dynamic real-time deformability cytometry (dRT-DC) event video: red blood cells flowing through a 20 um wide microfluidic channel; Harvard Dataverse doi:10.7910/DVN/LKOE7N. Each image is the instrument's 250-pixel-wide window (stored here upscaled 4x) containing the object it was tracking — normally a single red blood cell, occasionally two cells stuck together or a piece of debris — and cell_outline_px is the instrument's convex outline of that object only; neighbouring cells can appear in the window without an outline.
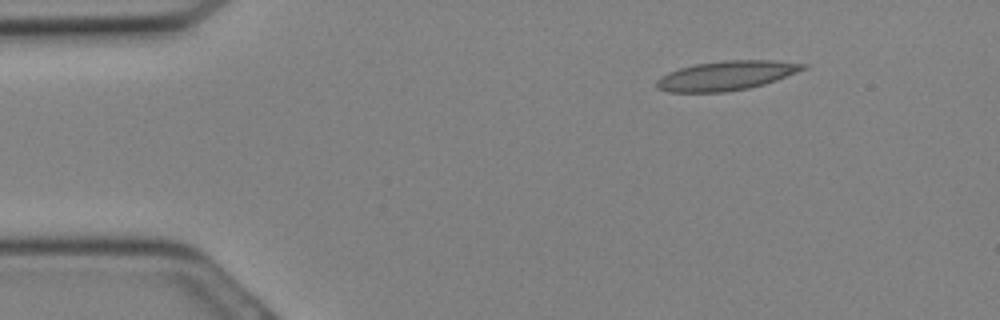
{"species": "Egyptian fruit bat (a non-hibernating species)", "species_latin": "Rousettus aegyptiacus", "temperature_condition": "cold", "stored_images_in_passage": 18, "camera_frame_rate_fps": 3000, "um_per_image_px": 0.085, "animal": {"sex": "female"}, "frame": {"image": 1, "passage_image": 2, "time_ms": 0.333, "image_size_px": [1000, 320], "cell_outline_px": [[808, 68], [776, 80], [764, 84], [748, 88], [724, 92], [668, 92], [656, 88], [656, 80], [668, 72], [680, 68], [696, 64], [728, 60], [776, 60], [808, 64]], "centroid_in_image_um": [61.76, 6.42], "position_along_channel_um": 23.2, "area_um2": 25.03}}
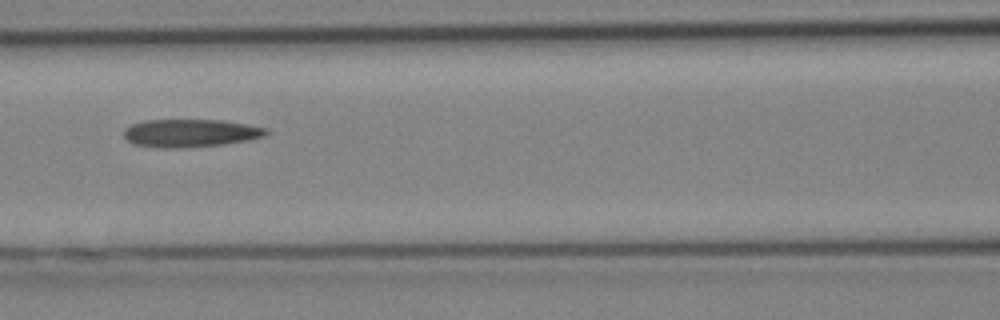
{"frame": {"image": 2, "passage_image": 11, "time_ms": 3.333, "image_size_px": [1000, 320], "cell_outline_px": [[268, 132], [264, 136], [248, 140], [220, 144], [184, 148], [160, 148], [132, 144], [124, 136], [124, 128], [132, 124], [144, 120], [224, 120], [248, 124], [268, 128]], "centroid_in_image_um": [16.17, 11.31], "position_along_channel_um": 150.4, "area_um2": 23.24}}
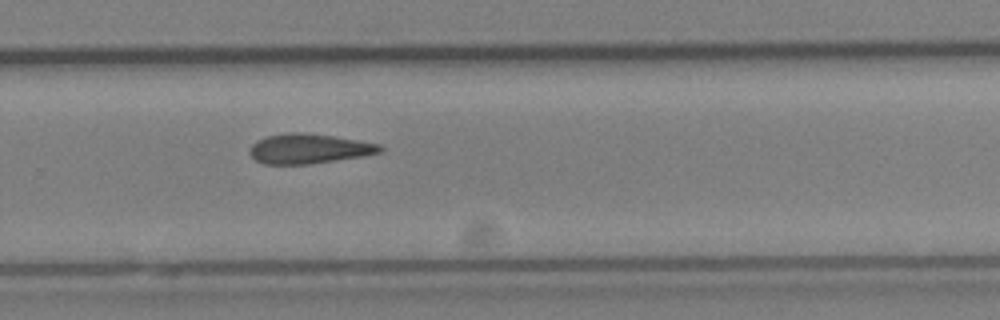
{"frame": {"image": 3, "passage_image": 18, "time_ms": 5.667, "image_size_px": [1000, 320], "cell_outline_px": [[384, 152], [364, 156], [308, 164], [264, 164], [256, 160], [248, 152], [252, 144], [256, 140], [268, 136], [288, 132], [304, 132], [360, 140], [380, 144], [384, 148]], "centroid_in_image_um": [26.29, 12.63], "position_along_channel_um": 303.5, "area_um2": 22.77}}